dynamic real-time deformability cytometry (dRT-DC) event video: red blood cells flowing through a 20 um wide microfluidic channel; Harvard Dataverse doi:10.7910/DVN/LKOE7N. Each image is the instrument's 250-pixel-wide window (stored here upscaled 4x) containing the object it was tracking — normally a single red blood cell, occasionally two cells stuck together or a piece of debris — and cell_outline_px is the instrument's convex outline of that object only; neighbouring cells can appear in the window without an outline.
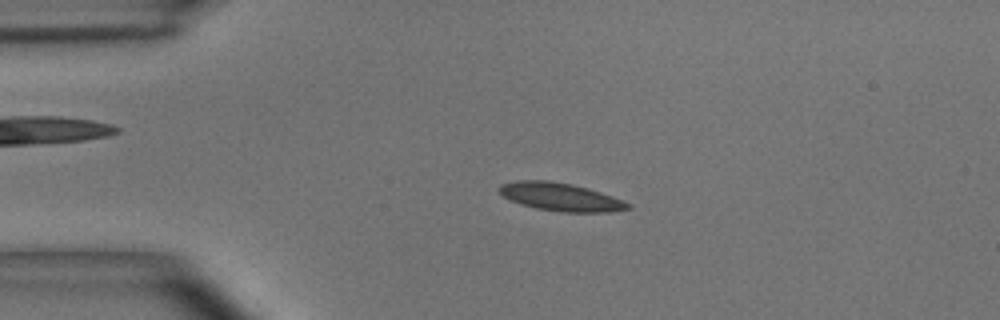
{"species": "common noctule bat (a hibernating species)", "species_latin": "Nyctalus noctula", "temperature_condition": "room temperature", "stored_images_in_passage": 53, "camera_frame_rate_fps": 3000, "um_per_image_px": 0.085, "animal": {"sex": "male", "body_mass_g": 15.6}, "frame": {"image": 1, "passage_image": 11, "time_ms": 3.333, "image_size_px": [1000, 320], "cell_outline_px": [[632, 208], [608, 212], [560, 212], [536, 208], [520, 204], [504, 196], [500, 192], [500, 184], [516, 180], [548, 180], [572, 184], [588, 188], [624, 200], [632, 204]], "centroid_in_image_um": [47.68, 16.74], "position_along_channel_um": 37.3, "area_um2": 21.04}}
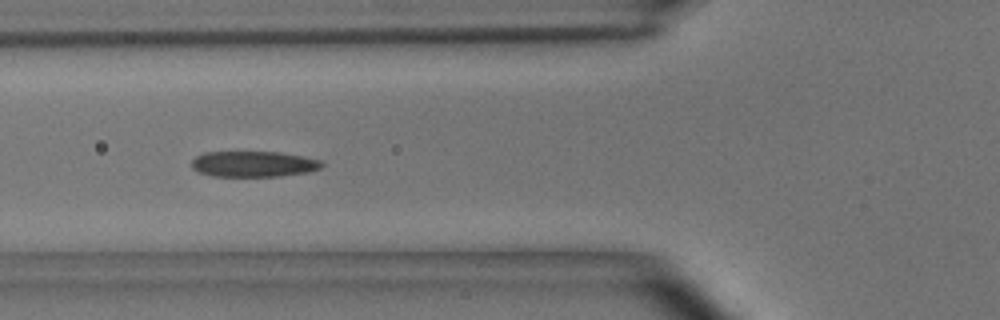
{"frame": {"image": 2, "passage_image": 19, "time_ms": 6.0, "image_size_px": [1000, 320], "cell_outline_px": [[324, 164], [320, 168], [308, 172], [280, 176], [212, 176], [196, 172], [192, 168], [192, 160], [196, 156], [204, 152], [280, 152], [304, 156], [324, 160]], "centroid_in_image_um": [21.56, 13.94], "position_along_channel_um": 104.2, "area_um2": 19.77}}
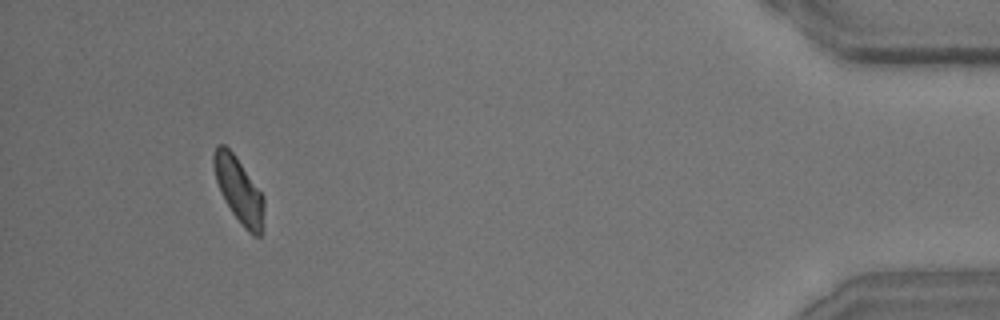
{"frame": {"image": 3, "passage_image": 50, "time_ms": 16.333, "image_size_px": [1000, 320], "cell_outline_px": [[264, 228], [260, 236], [252, 236], [244, 228], [232, 212], [224, 200], [220, 192], [216, 180], [212, 160], [212, 156], [216, 144], [224, 144], [236, 156], [264, 196]], "centroid_in_image_um": [20.31, 16.17], "position_along_channel_um": 414.9, "area_um2": 19.42}, "authors_computed_cell_mechanics": {"area_um2": 20.0566, "velocity_mm_per_s": 3.6478, "shape_relaxation_time_tau1_ms": 9.2254, "shape_relaxation_time_tau2_ms": 2.9405, "deformation_change_tau1": 0.1736, "deformation_change_tau2": 0.0723}}